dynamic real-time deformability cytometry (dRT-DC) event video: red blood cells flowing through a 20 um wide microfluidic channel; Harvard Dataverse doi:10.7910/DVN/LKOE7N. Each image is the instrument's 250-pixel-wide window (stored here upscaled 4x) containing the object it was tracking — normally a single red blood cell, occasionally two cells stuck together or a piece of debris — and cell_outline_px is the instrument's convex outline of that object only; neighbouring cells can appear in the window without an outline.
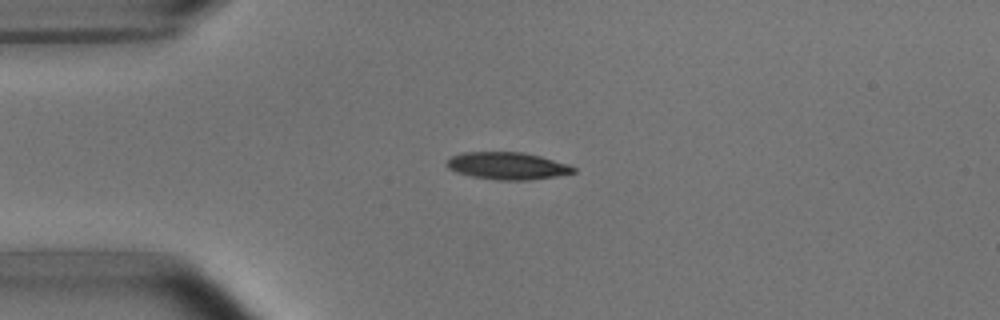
{"species": "common noctule bat (a hibernating species)", "species_latin": "Nyctalus noctula", "temperature_condition": "room temperature", "stored_images_in_passage": 6, "camera_frame_rate_fps": 3000, "um_per_image_px": 0.085, "animal": {"sex": "male", "body_mass_g": 15.6}, "frame": {"image": 1, "passage_image": 3, "time_ms": 2.333, "image_size_px": [1000, 320], "cell_outline_px": [[576, 172], [556, 176], [528, 180], [500, 180], [472, 176], [456, 172], [448, 168], [444, 164], [444, 160], [452, 156], [464, 152], [524, 152], [540, 156], [568, 164], [576, 168]], "centroid_in_image_um": [43.09, 14.09], "position_along_channel_um": 41.9, "area_um2": 20.17}}
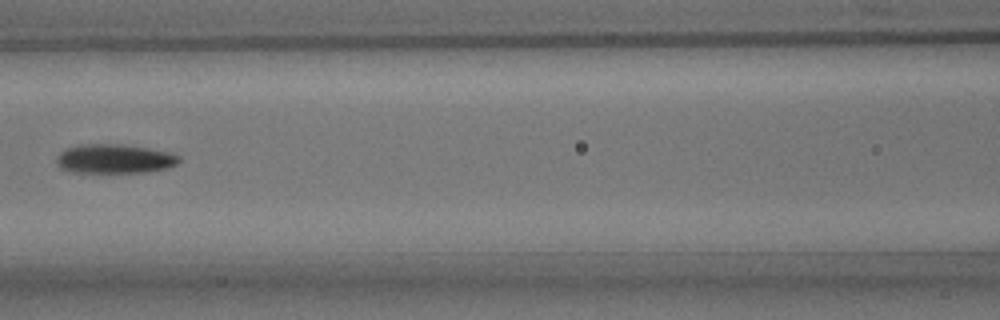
{"frame": {"image": 2, "passage_image": 6, "time_ms": 6.0, "image_size_px": [1000, 320], "cell_outline_px": [[180, 160], [176, 164], [168, 168], [144, 172], [72, 172], [60, 168], [56, 164], [56, 156], [64, 148], [76, 144], [120, 144], [148, 148], [168, 152], [180, 156]], "centroid_in_image_um": [9.67, 13.49], "position_along_channel_um": 156.9, "area_um2": 20.98}}